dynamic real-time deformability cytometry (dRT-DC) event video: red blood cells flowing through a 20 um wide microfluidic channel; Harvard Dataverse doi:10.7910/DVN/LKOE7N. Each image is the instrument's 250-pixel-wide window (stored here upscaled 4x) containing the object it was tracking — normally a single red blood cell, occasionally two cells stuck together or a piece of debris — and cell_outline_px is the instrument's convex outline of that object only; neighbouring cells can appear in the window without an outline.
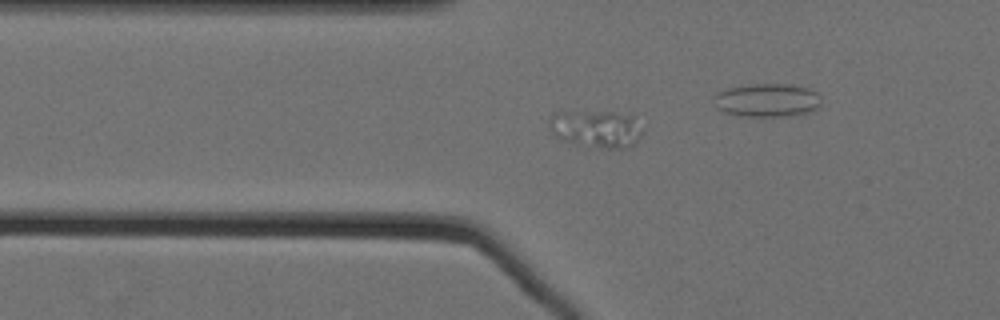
{"species": "Egyptian fruit bat (a non-hibernating species)", "species_latin": "Rousettus aegyptiacus", "temperature_condition": "cold", "stored_images_in_passage": 46, "camera_frame_rate_fps": 3000, "um_per_image_px": 0.085, "animal": {"sex": "female"}, "frame": {"image": 1, "passage_image": 9, "time_ms": 2.667, "image_size_px": [1000, 320], "cell_outline_px": [[644, 132], [636, 144], [628, 148], [588, 148], [560, 140], [552, 132], [552, 112], [612, 112], [632, 116], [644, 128]], "centroid_in_image_um": [50.75, 10.99], "position_along_channel_um": 75.1, "area_um2": 20.58}}
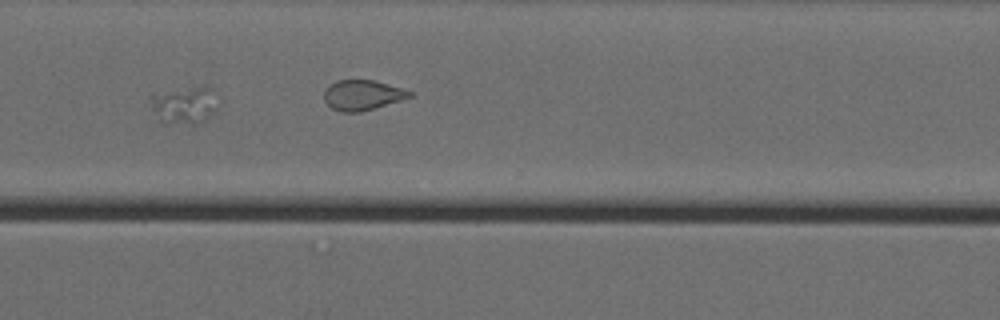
{"frame": {"image": 2, "passage_image": 34, "time_ms": 11.0, "image_size_px": [1000, 320], "cell_outline_px": [[220, 104], [200, 124], [160, 124], [152, 108], [148, 96], [152, 92], [196, 88], [204, 88], [220, 100]], "centroid_in_image_um": [15.57, 8.99], "position_along_channel_um": 355.0, "area_um2": 14.68}}
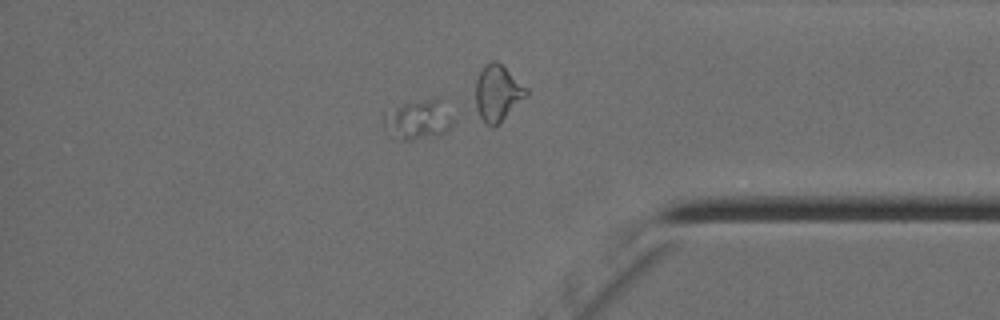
{"frame": {"image": 3, "passage_image": 39, "time_ms": 12.667, "image_size_px": [1000, 320], "cell_outline_px": [[452, 124], [444, 132], [408, 140], [400, 140], [384, 124], [384, 116], [396, 108], [404, 104], [440, 96], [452, 116]], "centroid_in_image_um": [35.63, 10.12], "position_along_channel_um": 399.6, "area_um2": 15.09}}